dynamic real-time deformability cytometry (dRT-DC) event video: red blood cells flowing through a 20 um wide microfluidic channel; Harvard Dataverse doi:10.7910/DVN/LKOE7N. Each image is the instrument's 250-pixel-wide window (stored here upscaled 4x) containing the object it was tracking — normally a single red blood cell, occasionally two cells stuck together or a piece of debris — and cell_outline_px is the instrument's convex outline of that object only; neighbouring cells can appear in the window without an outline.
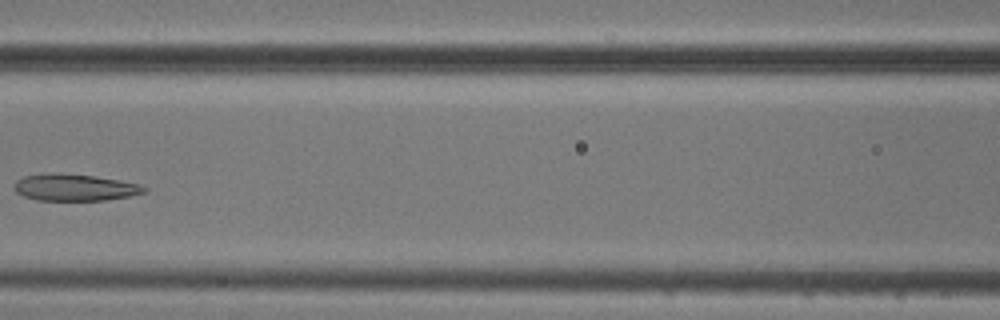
{"species": "common noctule bat (a hibernating species)", "species_latin": "Nyctalus noctula", "temperature_condition": "cold", "stored_images_in_passage": 8, "camera_frame_rate_fps": 3000, "um_per_image_px": 0.085, "animal": {"sex": "male", "body_mass_g": 20.5, "forearm_length_mm": 52.5}, "frame": {"image": 1, "passage_image": 7, "time_ms": 7.333, "image_size_px": [1000, 320], "cell_outline_px": [[148, 188], [144, 192], [128, 196], [104, 200], [36, 200], [24, 196], [16, 192], [12, 188], [12, 184], [16, 180], [24, 176], [96, 176], [140, 184]], "centroid_in_image_um": [6.36, 15.98], "position_along_channel_um": 160.2, "area_um2": 19.31}}
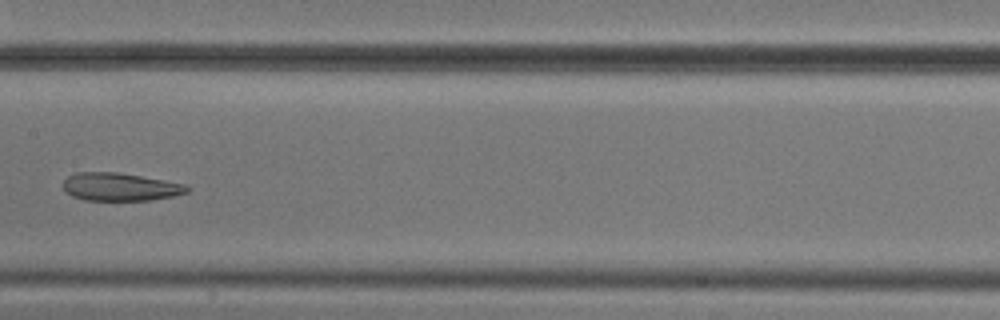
{"frame": {"image": 2, "passage_image": 8, "time_ms": 8.333, "image_size_px": [1000, 320], "cell_outline_px": [[192, 188], [188, 192], [172, 196], [148, 200], [84, 200], [72, 196], [64, 188], [64, 180], [68, 176], [76, 172], [120, 172], [184, 184]], "centroid_in_image_um": [10.21, 15.88], "position_along_channel_um": 197.2, "area_um2": 20.06}}